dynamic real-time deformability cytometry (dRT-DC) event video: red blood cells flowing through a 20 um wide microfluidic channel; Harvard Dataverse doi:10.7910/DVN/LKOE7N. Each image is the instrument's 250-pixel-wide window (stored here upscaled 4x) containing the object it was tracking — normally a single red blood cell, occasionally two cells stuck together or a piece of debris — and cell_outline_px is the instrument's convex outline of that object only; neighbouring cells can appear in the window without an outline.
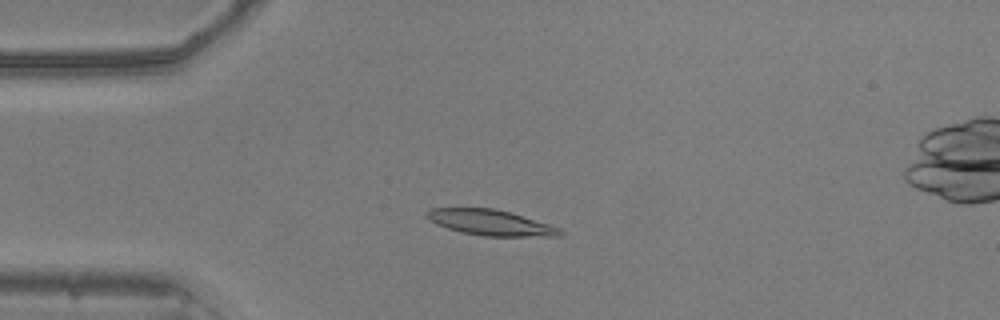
{"species": "common noctule bat (a hibernating species)", "species_latin": "Nyctalus noctula", "temperature_condition": "warm", "stored_images_in_passage": 52, "camera_frame_rate_fps": 3000, "um_per_image_px": 0.085, "animal": {"sex": "male", "body_mass_g": 20.5, "forearm_length_mm": 52.5}, "frame": {"image": 1, "passage_image": 13, "time_ms": 4.0, "image_size_px": [1000, 320], "cell_outline_px": [[564, 236], [484, 236], [460, 232], [436, 224], [424, 216], [424, 212], [432, 208], [492, 208], [508, 212], [548, 224], [560, 228], [564, 232]], "centroid_in_image_um": [41.66, 18.92], "position_along_channel_um": 43.3, "area_um2": 19.77}}
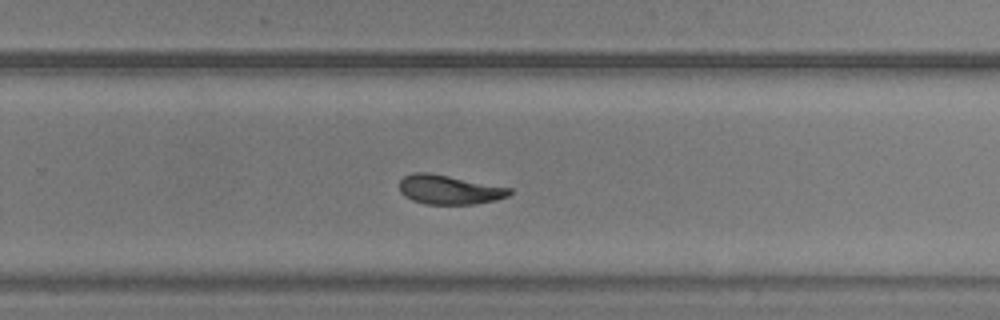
{"frame": {"image": 2, "passage_image": 34, "time_ms": 11.0, "image_size_px": [1000, 320], "cell_outline_px": [[512, 192], [508, 196], [496, 200], [476, 204], [428, 204], [412, 200], [404, 196], [400, 192], [400, 180], [404, 176], [412, 172], [428, 172], [512, 188]], "centroid_in_image_um": [38.18, 16.12], "position_along_channel_um": 291.6, "area_um2": 18.79}}
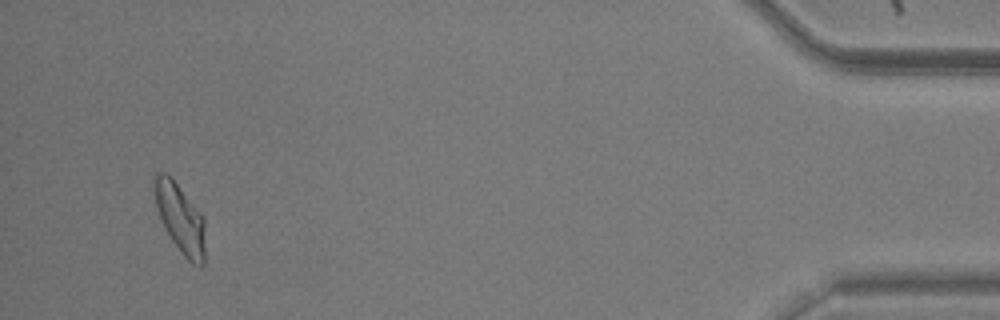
{"frame": {"image": 3, "passage_image": 50, "time_ms": 16.333, "image_size_px": [1000, 320], "cell_outline_px": [[204, 264], [192, 264], [184, 256], [172, 240], [160, 220], [156, 208], [152, 184], [152, 176], [156, 172], [164, 172], [172, 176], [204, 216]], "centroid_in_image_um": [15.27, 18.46], "position_along_channel_um": 419.9, "area_um2": 20.87}, "authors_computed_cell_mechanics": {"area_um2": 19.7098, "velocity_mm_per_s": 3.8345, "shape_relaxation_time_tau1_ms": 4.2577, "shape_relaxation_time_tau2_ms": 3.4087, "deformation_change_tau1": 0.1461, "deformation_change_tau2": 0.102}}